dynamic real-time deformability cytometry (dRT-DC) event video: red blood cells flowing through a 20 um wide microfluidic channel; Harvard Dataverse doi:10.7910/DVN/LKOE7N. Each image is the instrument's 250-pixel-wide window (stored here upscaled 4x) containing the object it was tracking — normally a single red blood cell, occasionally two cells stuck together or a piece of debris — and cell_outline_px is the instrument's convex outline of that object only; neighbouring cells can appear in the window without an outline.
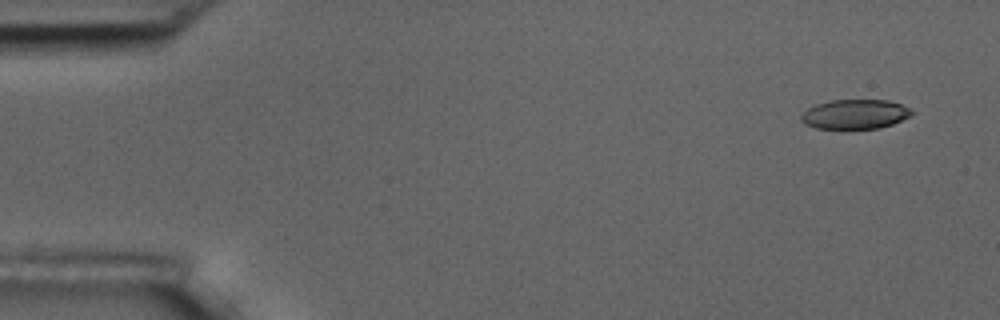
{"species": "common noctule bat (a hibernating species)", "species_latin": "Nyctalus noctula", "temperature_condition": "room temperature", "stored_images_in_passage": 4, "camera_frame_rate_fps": 3000, "um_per_image_px": 0.085, "animal": {"sex": "male", "body_mass_g": 17.5, "forearm_length_mm": 52.3}, "frame": {"image": 1, "passage_image": 1, "time_ms": 0.0, "image_size_px": [1000, 320], "cell_outline_px": [[916, 112], [912, 116], [892, 124], [880, 128], [816, 128], [804, 124], [800, 120], [800, 116], [808, 108], [816, 104], [832, 100], [888, 100], [912, 108]], "centroid_in_image_um": [72.72, 9.7], "position_along_channel_um": 12.3, "area_um2": 19.13}}